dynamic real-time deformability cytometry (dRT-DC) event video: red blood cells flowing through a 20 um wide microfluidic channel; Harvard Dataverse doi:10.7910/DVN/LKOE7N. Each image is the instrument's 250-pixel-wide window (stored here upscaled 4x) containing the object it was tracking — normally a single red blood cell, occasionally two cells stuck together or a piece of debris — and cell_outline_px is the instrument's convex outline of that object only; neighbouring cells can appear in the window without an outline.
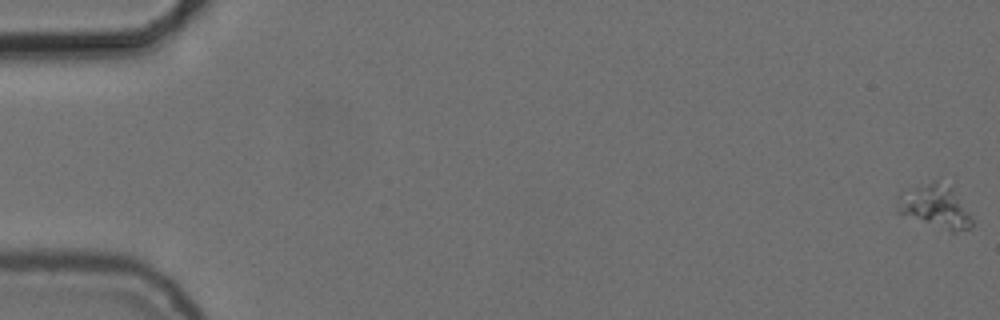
{"species": "common noctule bat (a hibernating species)", "species_latin": "Nyctalus noctula", "temperature_condition": "cold", "stored_images_in_passage": 56, "camera_frame_rate_fps": 3000, "um_per_image_px": 0.085, "animal": {"sex": "female", "body_mass_g": 24.6, "forearm_length_mm": 56.2}, "frame": {"image": 1, "passage_image": 1, "time_ms": 0.0, "image_size_px": [1000, 320], "cell_outline_px": [[972, 224], [968, 228], [956, 232], [952, 232], [896, 212], [896, 208], [900, 196], [916, 188], [936, 180], [948, 188], [968, 212], [972, 220]], "centroid_in_image_um": [79.48, 17.62], "position_along_channel_um": 5.5, "area_um2": 17.28}}
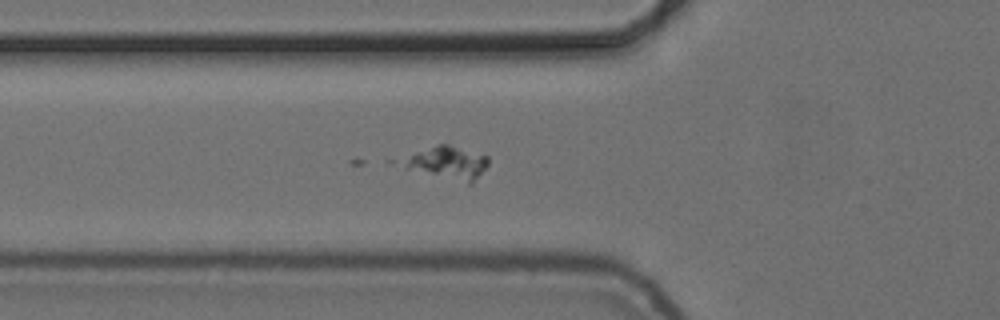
{"frame": {"image": 2, "passage_image": 21, "time_ms": 6.667, "image_size_px": [1000, 320], "cell_outline_px": [[488, 164], [472, 184], [468, 184], [388, 164], [388, 160], [436, 144], [448, 144], [488, 156]], "centroid_in_image_um": [37.79, 13.82], "position_along_channel_um": 88.0, "area_um2": 17.46}}
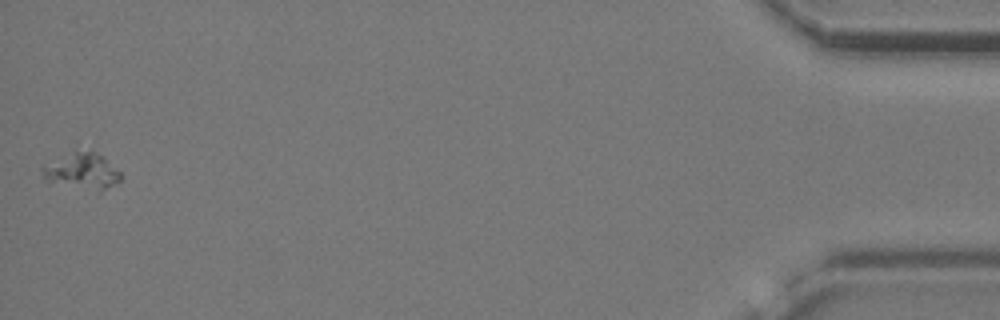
{"frame": {"image": 3, "passage_image": 56, "time_ms": 18.333, "image_size_px": [1000, 320], "cell_outline_px": [[120, 180], [100, 192], [52, 180], [44, 176], [40, 168], [72, 152], [92, 152], [104, 156], [120, 172]], "centroid_in_image_um": [7.07, 14.54], "position_along_channel_um": 428.1, "area_um2": 15.37}}